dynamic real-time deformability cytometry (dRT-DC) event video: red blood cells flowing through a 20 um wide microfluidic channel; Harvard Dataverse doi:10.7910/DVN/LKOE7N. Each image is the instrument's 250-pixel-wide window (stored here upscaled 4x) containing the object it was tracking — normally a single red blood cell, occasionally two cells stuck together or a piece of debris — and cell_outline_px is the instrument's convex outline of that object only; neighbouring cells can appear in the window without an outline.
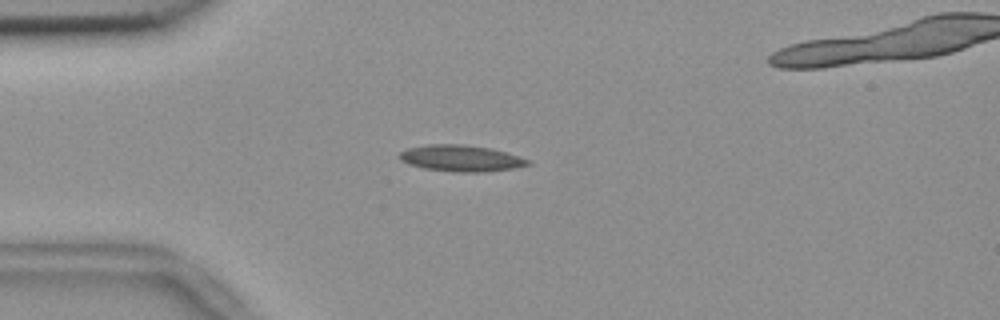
{"species": "common noctule bat (a hibernating species)", "species_latin": "Nyctalus noctula", "temperature_condition": "room temperature", "stored_images_in_passage": 56, "camera_frame_rate_fps": 3000, "um_per_image_px": 0.085, "animal": {"sex": "female", "body_mass_g": 18.4}, "frame": {"image": 1, "passage_image": 14, "time_ms": 4.333, "image_size_px": [1000, 320], "cell_outline_px": [[532, 164], [516, 168], [484, 172], [456, 172], [424, 168], [408, 164], [400, 160], [400, 152], [408, 148], [428, 144], [464, 144], [492, 148], [528, 160]], "centroid_in_image_um": [39.17, 13.45], "position_along_channel_um": 45.8, "area_um2": 19.65}}
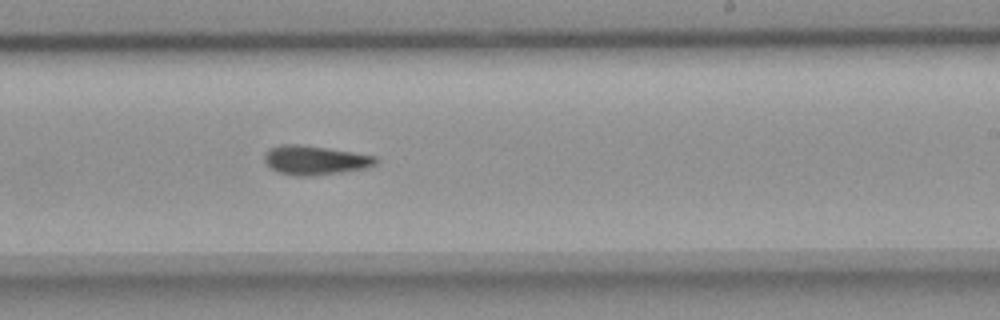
{"frame": {"image": 2, "passage_image": 33, "time_ms": 10.667, "image_size_px": [1000, 320], "cell_outline_px": [[380, 160], [376, 164], [364, 168], [340, 172], [312, 176], [292, 176], [276, 172], [268, 168], [264, 160], [264, 152], [268, 148], [280, 144], [300, 144], [352, 152], [376, 156]], "centroid_in_image_um": [26.7, 13.62], "position_along_channel_um": 262.3, "area_um2": 19.19}}
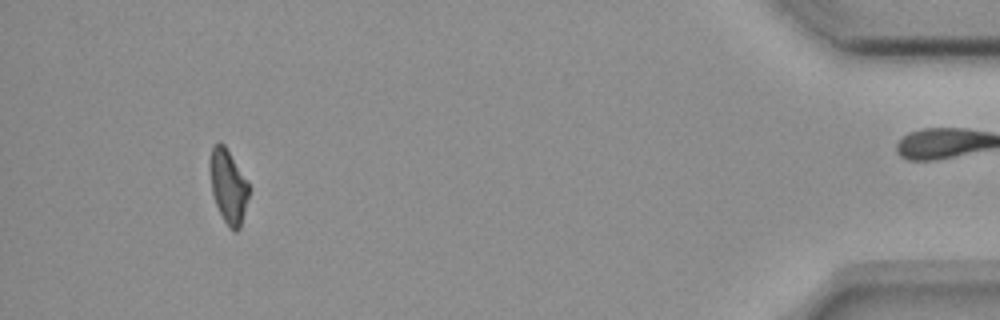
{"frame": {"image": 3, "passage_image": 51, "time_ms": 16.667, "image_size_px": [1000, 320], "cell_outline_px": [[248, 196], [240, 228], [236, 232], [232, 232], [228, 228], [216, 204], [212, 192], [208, 168], [208, 160], [212, 148], [220, 140], [224, 144], [248, 180]], "centroid_in_image_um": [19.37, 15.81], "position_along_channel_um": 415.8, "area_um2": 16.94}, "authors_computed_cell_mechanics": {"area_um2": 18.0914, "velocity_mm_per_s": 3.6962, "shape_relaxation_time_tau1_ms": null, "shape_relaxation_time_tau2_ms": 8.8011, "deformation_change_tau1": null, "deformation_change_tau2": 0.1779}}